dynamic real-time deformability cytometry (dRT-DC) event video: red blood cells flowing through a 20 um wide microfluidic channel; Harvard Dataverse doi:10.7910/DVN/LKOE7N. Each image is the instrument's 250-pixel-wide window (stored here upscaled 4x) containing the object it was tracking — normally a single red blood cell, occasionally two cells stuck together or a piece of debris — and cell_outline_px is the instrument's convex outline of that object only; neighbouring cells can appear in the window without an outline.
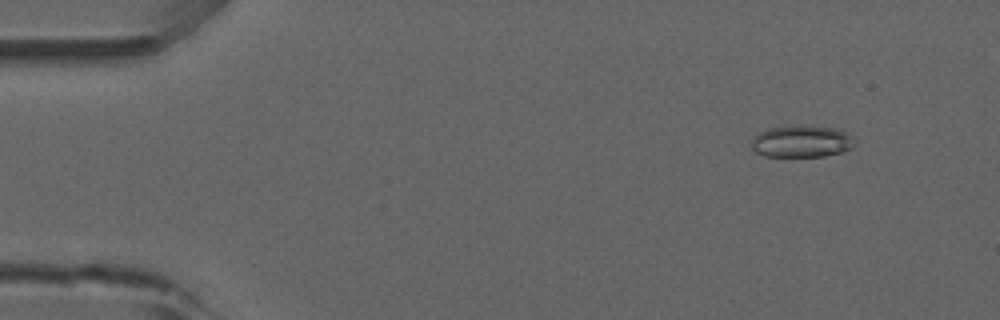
{"species": "common noctule bat (a hibernating species)", "species_latin": "Nyctalus noctula", "temperature_condition": "room temperature", "stored_images_in_passage": 52, "camera_frame_rate_fps": 3000, "um_per_image_px": 0.085, "animal": {"sex": "male", "forearm_length_mm": 52.5}, "frame": {"image": 1, "passage_image": 5, "time_ms": 1.333, "image_size_px": [1000, 320], "cell_outline_px": [[856, 144], [852, 148], [840, 152], [824, 156], [764, 156], [756, 152], [752, 148], [752, 140], [760, 132], [768, 128], [800, 124], [804, 124], [840, 128]], "centroid_in_image_um": [68.14, 11.99], "position_along_channel_um": 16.9, "area_um2": 19.31}}
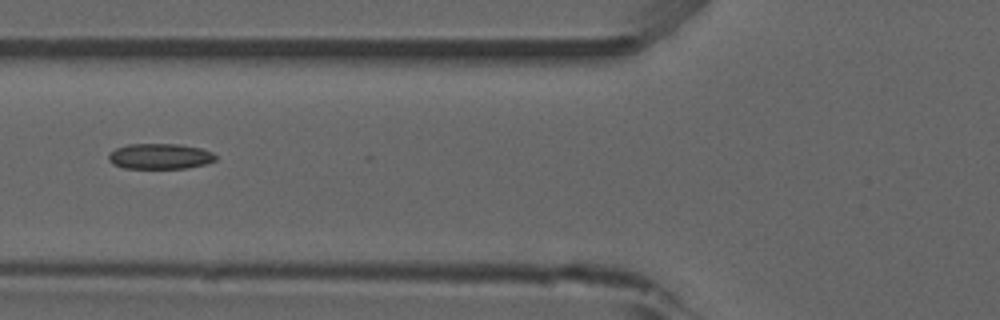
{"frame": {"image": 2, "passage_image": 20, "time_ms": 6.333, "image_size_px": [1000, 320], "cell_outline_px": [[216, 160], [208, 164], [188, 168], [124, 168], [112, 164], [108, 160], [108, 152], [116, 148], [128, 144], [176, 144], [200, 148], [212, 152], [216, 156]], "centroid_in_image_um": [13.58, 13.29], "position_along_channel_um": 112.2, "area_um2": 16.07}}
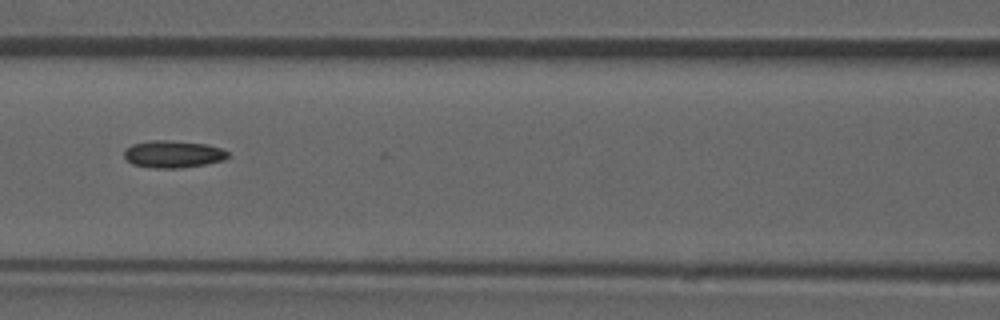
{"frame": {"image": 3, "passage_image": 23, "time_ms": 7.333, "image_size_px": [1000, 320], "cell_outline_px": [[228, 156], [224, 160], [204, 164], [180, 168], [152, 168], [132, 164], [124, 156], [124, 152], [132, 144], [152, 140], [168, 140], [208, 144], [220, 148], [228, 152]], "centroid_in_image_um": [14.71, 13.1], "position_along_channel_um": 151.9, "area_um2": 16.36}}